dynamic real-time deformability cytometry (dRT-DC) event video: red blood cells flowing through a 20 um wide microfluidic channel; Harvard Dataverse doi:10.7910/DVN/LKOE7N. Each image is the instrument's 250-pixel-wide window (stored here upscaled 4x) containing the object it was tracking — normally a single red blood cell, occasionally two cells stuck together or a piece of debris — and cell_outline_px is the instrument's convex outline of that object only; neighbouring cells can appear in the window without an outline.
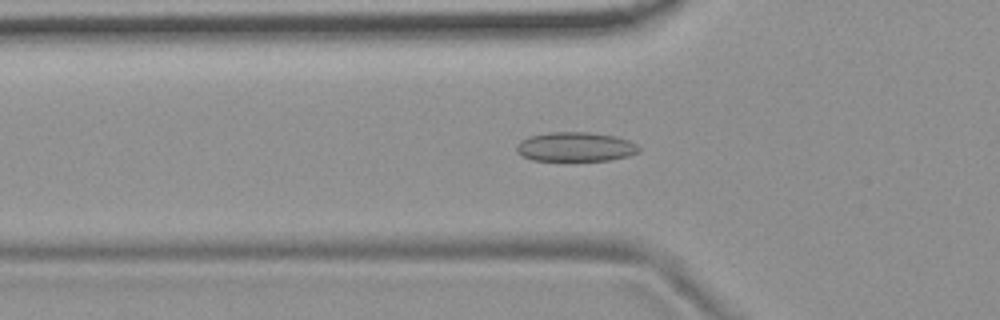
{"species": "common noctule bat (a hibernating species)", "species_latin": "Nyctalus noctula", "temperature_condition": "room temperature", "stored_images_in_passage": 54, "camera_frame_rate_fps": 3000, "um_per_image_px": 0.085, "animal": {"sex": "female", "body_mass_g": 19.9}, "frame": {"image": 1, "passage_image": 18, "time_ms": 5.667, "image_size_px": [1000, 320], "cell_outline_px": [[640, 152], [628, 156], [608, 160], [572, 164], [532, 160], [516, 152], [516, 144], [528, 136], [548, 132], [588, 132], [616, 136], [628, 140], [636, 144], [640, 148]], "centroid_in_image_um": [48.89, 12.53], "position_along_channel_um": 76.9, "area_um2": 22.02}}
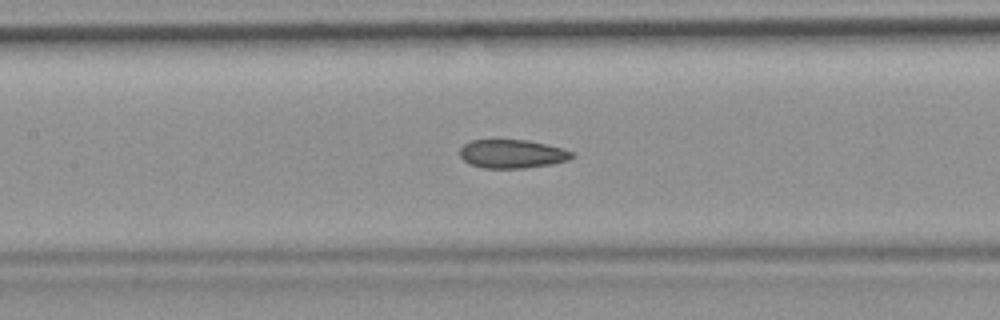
{"frame": {"image": 2, "passage_image": 25, "time_ms": 8.0, "image_size_px": [1000, 320], "cell_outline_px": [[576, 156], [568, 160], [552, 164], [524, 168], [484, 168], [468, 164], [460, 156], [460, 148], [464, 144], [472, 140], [528, 140], [560, 148], [572, 152]], "centroid_in_image_um": [43.51, 13.09], "position_along_channel_um": 163.9, "area_um2": 18.61}}
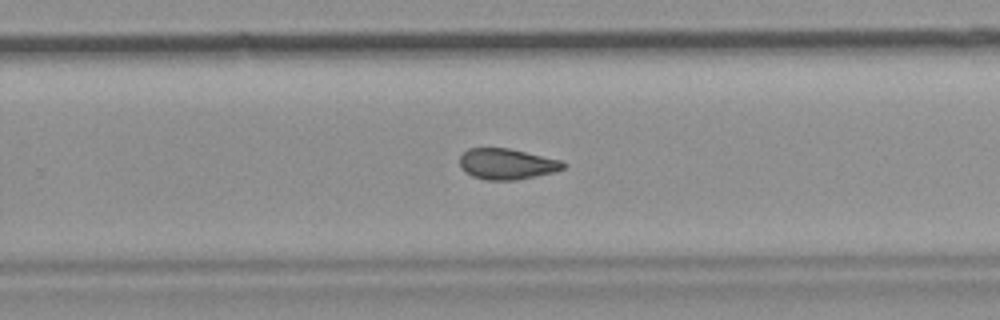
{"frame": {"image": 3, "passage_image": 35, "time_ms": 11.333, "image_size_px": [1000, 320], "cell_outline_px": [[568, 164], [564, 168], [556, 172], [516, 180], [488, 180], [472, 176], [464, 172], [460, 168], [460, 156], [468, 148], [508, 148], [564, 160]], "centroid_in_image_um": [43.12, 13.94], "position_along_channel_um": 286.7, "area_um2": 18.9}, "authors_computed_cell_mechanics": {"area_um2": 19.5653, "velocity_mm_per_s": 3.7082, "shape_relaxation_time_tau1_ms": null, "shape_relaxation_time_tau2_ms": 3.2519, "deformation_change_tau1": null, "deformation_change_tau2": 0.0905}}